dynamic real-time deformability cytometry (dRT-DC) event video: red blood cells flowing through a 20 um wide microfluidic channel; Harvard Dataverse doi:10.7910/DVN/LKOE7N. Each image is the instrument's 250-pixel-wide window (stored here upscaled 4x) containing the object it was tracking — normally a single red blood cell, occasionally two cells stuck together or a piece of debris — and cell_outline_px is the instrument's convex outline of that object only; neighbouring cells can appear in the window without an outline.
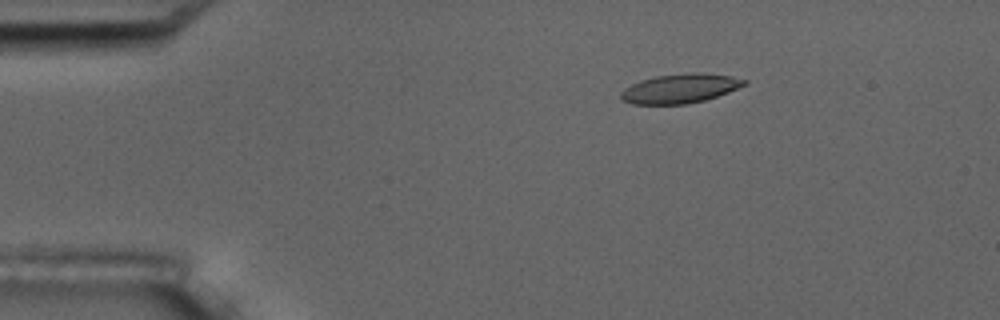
{"species": "common noctule bat (a hibernating species)", "species_latin": "Nyctalus noctula", "temperature_condition": "room temperature", "stored_images_in_passage": 4, "camera_frame_rate_fps": 3000, "um_per_image_px": 0.085, "animal": {"sex": "male", "body_mass_g": 17.5, "forearm_length_mm": 52.3}, "frame": {"image": 1, "passage_image": 2, "time_ms": 1.0, "image_size_px": [1000, 320], "cell_outline_px": [[748, 84], [728, 92], [704, 100], [684, 104], [632, 104], [620, 100], [620, 92], [624, 88], [640, 80], [656, 76], [692, 72], [700, 72], [732, 76], [748, 80]], "centroid_in_image_um": [57.8, 7.51], "position_along_channel_um": 27.2, "area_um2": 21.15}}